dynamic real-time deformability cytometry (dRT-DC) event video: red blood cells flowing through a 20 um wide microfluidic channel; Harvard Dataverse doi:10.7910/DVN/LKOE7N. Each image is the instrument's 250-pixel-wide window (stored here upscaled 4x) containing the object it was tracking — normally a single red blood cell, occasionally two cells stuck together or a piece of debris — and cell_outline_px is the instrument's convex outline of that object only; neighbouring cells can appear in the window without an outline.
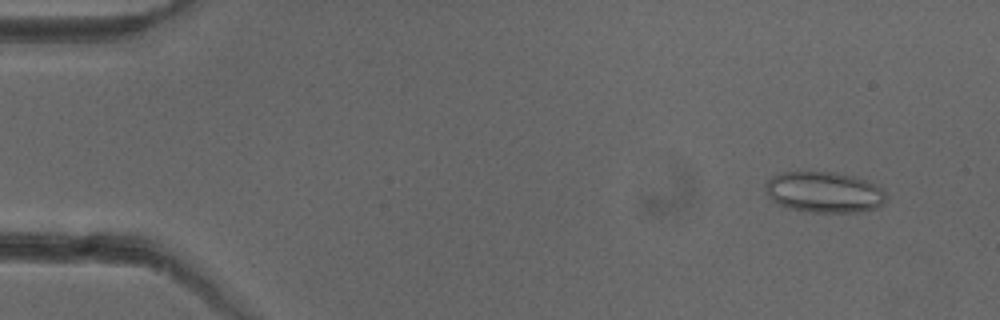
{"species": "common noctule bat (a hibernating species)", "species_latin": "Nyctalus noctula", "temperature_condition": "cold", "stored_images_in_passage": 51, "camera_frame_rate_fps": 3000, "um_per_image_px": 0.085, "animal": {"sex": "female"}, "frame": {"image": 1, "passage_image": 4, "time_ms": 1.0, "image_size_px": [1000, 320], "cell_outline_px": [[888, 196], [884, 204], [876, 208], [860, 212], [808, 212], [788, 208], [776, 204], [768, 196], [764, 188], [764, 184], [772, 176], [784, 172], [836, 172], [852, 176], [864, 180], [880, 188]], "centroid_in_image_um": [70.02, 16.35], "position_along_channel_um": 15.0, "area_um2": 28.9}}
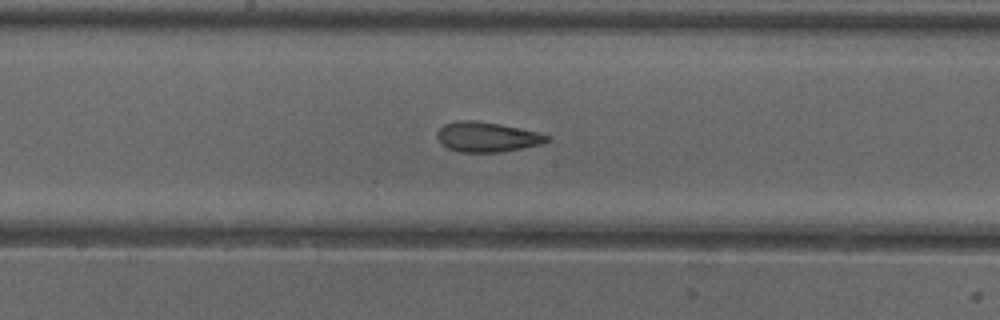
{"frame": {"image": 2, "passage_image": 27, "time_ms": 8.667, "image_size_px": [1000, 320], "cell_outline_px": [[552, 140], [540, 144], [524, 148], [500, 152], [460, 152], [448, 148], [440, 144], [436, 136], [436, 132], [444, 124], [456, 120], [476, 120], [500, 124], [536, 132], [552, 136]], "centroid_in_image_um": [41.38, 11.64], "position_along_channel_um": 206.8, "area_um2": 19.36}}
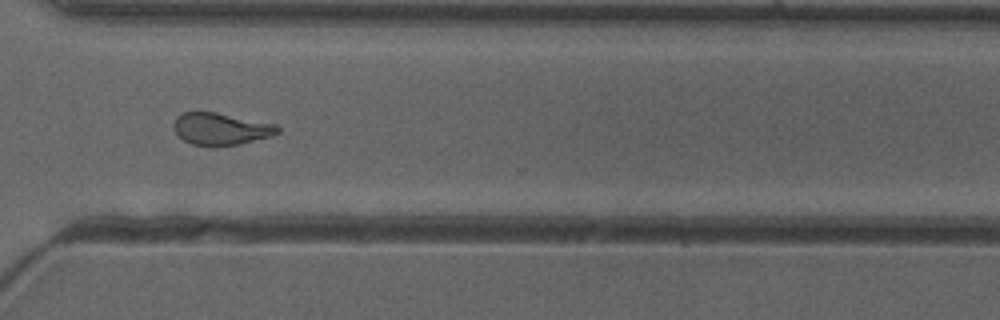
{"frame": {"image": 3, "passage_image": 38, "time_ms": 12.333, "image_size_px": [1000, 320], "cell_outline_px": [[280, 132], [272, 136], [240, 144], [216, 148], [212, 148], [192, 144], [184, 140], [172, 128], [172, 124], [176, 116], [180, 112], [216, 112], [276, 124], [280, 128]], "centroid_in_image_um": [18.75, 10.97], "position_along_channel_um": 351.8, "area_um2": 19.94}, "authors_computed_cell_mechanics": {"area_um2": 20.4612, "velocity_mm_per_s": 3.9674, "shape_relaxation_time_tau1_ms": null, "shape_relaxation_time_tau2_ms": 2.3311, "deformation_change_tau1": null, "deformation_change_tau2": 0.0952}}